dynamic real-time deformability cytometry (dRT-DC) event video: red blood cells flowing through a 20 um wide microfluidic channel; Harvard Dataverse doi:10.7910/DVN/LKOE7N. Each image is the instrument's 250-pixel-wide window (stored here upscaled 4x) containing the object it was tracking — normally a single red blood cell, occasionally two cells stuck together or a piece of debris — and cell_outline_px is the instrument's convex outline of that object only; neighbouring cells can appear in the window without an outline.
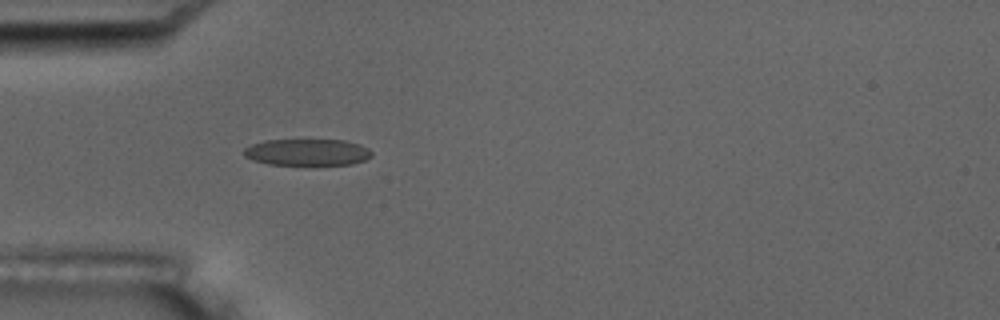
{"species": "common noctule bat (a hibernating species)", "species_latin": "Nyctalus noctula", "temperature_condition": "room temperature", "stored_images_in_passage": 1, "camera_frame_rate_fps": 3000, "um_per_image_px": 0.085, "animal": {"sex": "male", "body_mass_g": 17.5, "forearm_length_mm": 52.3}, "frame": {"image": 1, "passage_image": 1, "time_ms": 0.0, "image_size_px": [1000, 320], "cell_outline_px": [[372, 156], [364, 160], [352, 164], [268, 164], [252, 160], [244, 156], [244, 148], [252, 144], [264, 140], [344, 140], [360, 144], [368, 148], [372, 152]], "centroid_in_image_um": [26.11, 12.93], "position_along_channel_um": 58.9, "area_um2": 19.71}}